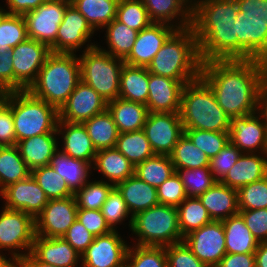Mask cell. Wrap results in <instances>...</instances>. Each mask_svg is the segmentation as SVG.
Listing matches in <instances>:
<instances>
[{"label": "cell", "instance_id": "obj_31", "mask_svg": "<svg viewBox=\"0 0 267 267\" xmlns=\"http://www.w3.org/2000/svg\"><path fill=\"white\" fill-rule=\"evenodd\" d=\"M92 166L113 186L135 174V166L116 148L98 150Z\"/></svg>", "mask_w": 267, "mask_h": 267}, {"label": "cell", "instance_id": "obj_11", "mask_svg": "<svg viewBox=\"0 0 267 267\" xmlns=\"http://www.w3.org/2000/svg\"><path fill=\"white\" fill-rule=\"evenodd\" d=\"M70 0H47L23 15L28 38L46 44L55 53V40Z\"/></svg>", "mask_w": 267, "mask_h": 267}, {"label": "cell", "instance_id": "obj_56", "mask_svg": "<svg viewBox=\"0 0 267 267\" xmlns=\"http://www.w3.org/2000/svg\"><path fill=\"white\" fill-rule=\"evenodd\" d=\"M77 220L95 236L104 235L112 231L101 210L78 208Z\"/></svg>", "mask_w": 267, "mask_h": 267}, {"label": "cell", "instance_id": "obj_54", "mask_svg": "<svg viewBox=\"0 0 267 267\" xmlns=\"http://www.w3.org/2000/svg\"><path fill=\"white\" fill-rule=\"evenodd\" d=\"M242 152L229 142L216 156L210 159V170L217 181H221L235 165Z\"/></svg>", "mask_w": 267, "mask_h": 267}, {"label": "cell", "instance_id": "obj_33", "mask_svg": "<svg viewBox=\"0 0 267 267\" xmlns=\"http://www.w3.org/2000/svg\"><path fill=\"white\" fill-rule=\"evenodd\" d=\"M226 251L229 254L254 253L259 241L246 226L242 216L236 214L222 221Z\"/></svg>", "mask_w": 267, "mask_h": 267}, {"label": "cell", "instance_id": "obj_40", "mask_svg": "<svg viewBox=\"0 0 267 267\" xmlns=\"http://www.w3.org/2000/svg\"><path fill=\"white\" fill-rule=\"evenodd\" d=\"M176 209L183 238L213 221L198 197H187Z\"/></svg>", "mask_w": 267, "mask_h": 267}, {"label": "cell", "instance_id": "obj_8", "mask_svg": "<svg viewBox=\"0 0 267 267\" xmlns=\"http://www.w3.org/2000/svg\"><path fill=\"white\" fill-rule=\"evenodd\" d=\"M86 46L78 57L81 81L93 88L106 102L115 100L119 97L124 60L103 52L95 43Z\"/></svg>", "mask_w": 267, "mask_h": 267}, {"label": "cell", "instance_id": "obj_65", "mask_svg": "<svg viewBox=\"0 0 267 267\" xmlns=\"http://www.w3.org/2000/svg\"><path fill=\"white\" fill-rule=\"evenodd\" d=\"M12 90L0 85V111H2L8 104Z\"/></svg>", "mask_w": 267, "mask_h": 267}, {"label": "cell", "instance_id": "obj_22", "mask_svg": "<svg viewBox=\"0 0 267 267\" xmlns=\"http://www.w3.org/2000/svg\"><path fill=\"white\" fill-rule=\"evenodd\" d=\"M189 82L149 73V93L147 108L149 112L179 113L182 91Z\"/></svg>", "mask_w": 267, "mask_h": 267}, {"label": "cell", "instance_id": "obj_20", "mask_svg": "<svg viewBox=\"0 0 267 267\" xmlns=\"http://www.w3.org/2000/svg\"><path fill=\"white\" fill-rule=\"evenodd\" d=\"M95 30L86 18L70 4L59 25L55 40V53H75L86 42H90ZM90 38V39H89Z\"/></svg>", "mask_w": 267, "mask_h": 267}, {"label": "cell", "instance_id": "obj_38", "mask_svg": "<svg viewBox=\"0 0 267 267\" xmlns=\"http://www.w3.org/2000/svg\"><path fill=\"white\" fill-rule=\"evenodd\" d=\"M103 29H107L105 40H107L106 43L109 50L101 46L98 48L103 52L124 60L133 48L138 31L131 29L117 19L111 21Z\"/></svg>", "mask_w": 267, "mask_h": 267}, {"label": "cell", "instance_id": "obj_64", "mask_svg": "<svg viewBox=\"0 0 267 267\" xmlns=\"http://www.w3.org/2000/svg\"><path fill=\"white\" fill-rule=\"evenodd\" d=\"M258 113L263 117L267 124V90L262 86L259 94Z\"/></svg>", "mask_w": 267, "mask_h": 267}, {"label": "cell", "instance_id": "obj_60", "mask_svg": "<svg viewBox=\"0 0 267 267\" xmlns=\"http://www.w3.org/2000/svg\"><path fill=\"white\" fill-rule=\"evenodd\" d=\"M216 267H256L254 253H227Z\"/></svg>", "mask_w": 267, "mask_h": 267}, {"label": "cell", "instance_id": "obj_59", "mask_svg": "<svg viewBox=\"0 0 267 267\" xmlns=\"http://www.w3.org/2000/svg\"><path fill=\"white\" fill-rule=\"evenodd\" d=\"M12 49L0 53V85L14 91Z\"/></svg>", "mask_w": 267, "mask_h": 267}, {"label": "cell", "instance_id": "obj_48", "mask_svg": "<svg viewBox=\"0 0 267 267\" xmlns=\"http://www.w3.org/2000/svg\"><path fill=\"white\" fill-rule=\"evenodd\" d=\"M175 171L181 178L187 197H199L217 182L210 167Z\"/></svg>", "mask_w": 267, "mask_h": 267}, {"label": "cell", "instance_id": "obj_45", "mask_svg": "<svg viewBox=\"0 0 267 267\" xmlns=\"http://www.w3.org/2000/svg\"><path fill=\"white\" fill-rule=\"evenodd\" d=\"M125 267H167L165 247L129 245Z\"/></svg>", "mask_w": 267, "mask_h": 267}, {"label": "cell", "instance_id": "obj_50", "mask_svg": "<svg viewBox=\"0 0 267 267\" xmlns=\"http://www.w3.org/2000/svg\"><path fill=\"white\" fill-rule=\"evenodd\" d=\"M239 210L267 208V176L237 190Z\"/></svg>", "mask_w": 267, "mask_h": 267}, {"label": "cell", "instance_id": "obj_6", "mask_svg": "<svg viewBox=\"0 0 267 267\" xmlns=\"http://www.w3.org/2000/svg\"><path fill=\"white\" fill-rule=\"evenodd\" d=\"M12 111L16 142L47 133H57L58 110L28 90L13 91L8 104Z\"/></svg>", "mask_w": 267, "mask_h": 267}, {"label": "cell", "instance_id": "obj_32", "mask_svg": "<svg viewBox=\"0 0 267 267\" xmlns=\"http://www.w3.org/2000/svg\"><path fill=\"white\" fill-rule=\"evenodd\" d=\"M49 166L65 179L69 189L75 194L88 182L92 164L80 159H74L59 149L50 159ZM91 168V169H90Z\"/></svg>", "mask_w": 267, "mask_h": 267}, {"label": "cell", "instance_id": "obj_7", "mask_svg": "<svg viewBox=\"0 0 267 267\" xmlns=\"http://www.w3.org/2000/svg\"><path fill=\"white\" fill-rule=\"evenodd\" d=\"M238 60H259L267 54V0H236Z\"/></svg>", "mask_w": 267, "mask_h": 267}, {"label": "cell", "instance_id": "obj_1", "mask_svg": "<svg viewBox=\"0 0 267 267\" xmlns=\"http://www.w3.org/2000/svg\"><path fill=\"white\" fill-rule=\"evenodd\" d=\"M200 77L210 86L218 105L229 118L258 112L259 94L263 86L259 60L203 62Z\"/></svg>", "mask_w": 267, "mask_h": 267}, {"label": "cell", "instance_id": "obj_12", "mask_svg": "<svg viewBox=\"0 0 267 267\" xmlns=\"http://www.w3.org/2000/svg\"><path fill=\"white\" fill-rule=\"evenodd\" d=\"M12 52L14 91L28 90L51 50L46 44L27 38L12 48Z\"/></svg>", "mask_w": 267, "mask_h": 267}, {"label": "cell", "instance_id": "obj_44", "mask_svg": "<svg viewBox=\"0 0 267 267\" xmlns=\"http://www.w3.org/2000/svg\"><path fill=\"white\" fill-rule=\"evenodd\" d=\"M31 175L44 190L49 200L74 196V193L69 189L65 179L49 165L32 170Z\"/></svg>", "mask_w": 267, "mask_h": 267}, {"label": "cell", "instance_id": "obj_49", "mask_svg": "<svg viewBox=\"0 0 267 267\" xmlns=\"http://www.w3.org/2000/svg\"><path fill=\"white\" fill-rule=\"evenodd\" d=\"M113 187L107 180L88 181L74 194L78 208L100 210Z\"/></svg>", "mask_w": 267, "mask_h": 267}, {"label": "cell", "instance_id": "obj_23", "mask_svg": "<svg viewBox=\"0 0 267 267\" xmlns=\"http://www.w3.org/2000/svg\"><path fill=\"white\" fill-rule=\"evenodd\" d=\"M30 253L39 261L56 267H78L81 255L62 237L36 236Z\"/></svg>", "mask_w": 267, "mask_h": 267}, {"label": "cell", "instance_id": "obj_35", "mask_svg": "<svg viewBox=\"0 0 267 267\" xmlns=\"http://www.w3.org/2000/svg\"><path fill=\"white\" fill-rule=\"evenodd\" d=\"M83 125L97 151L115 148L120 132L107 109L84 121Z\"/></svg>", "mask_w": 267, "mask_h": 267}, {"label": "cell", "instance_id": "obj_47", "mask_svg": "<svg viewBox=\"0 0 267 267\" xmlns=\"http://www.w3.org/2000/svg\"><path fill=\"white\" fill-rule=\"evenodd\" d=\"M116 19L138 32L152 23L142 0H119Z\"/></svg>", "mask_w": 267, "mask_h": 267}, {"label": "cell", "instance_id": "obj_41", "mask_svg": "<svg viewBox=\"0 0 267 267\" xmlns=\"http://www.w3.org/2000/svg\"><path fill=\"white\" fill-rule=\"evenodd\" d=\"M174 172V165L167 155L155 154L135 166V175L156 188Z\"/></svg>", "mask_w": 267, "mask_h": 267}, {"label": "cell", "instance_id": "obj_69", "mask_svg": "<svg viewBox=\"0 0 267 267\" xmlns=\"http://www.w3.org/2000/svg\"><path fill=\"white\" fill-rule=\"evenodd\" d=\"M3 8L0 6V16H1V14L3 13Z\"/></svg>", "mask_w": 267, "mask_h": 267}, {"label": "cell", "instance_id": "obj_15", "mask_svg": "<svg viewBox=\"0 0 267 267\" xmlns=\"http://www.w3.org/2000/svg\"><path fill=\"white\" fill-rule=\"evenodd\" d=\"M192 253L208 267H216L227 254L222 221H211L183 239Z\"/></svg>", "mask_w": 267, "mask_h": 267}, {"label": "cell", "instance_id": "obj_26", "mask_svg": "<svg viewBox=\"0 0 267 267\" xmlns=\"http://www.w3.org/2000/svg\"><path fill=\"white\" fill-rule=\"evenodd\" d=\"M142 2L152 22L170 24L177 29L191 26L192 5L188 0H142ZM175 19L180 20L176 25L173 24Z\"/></svg>", "mask_w": 267, "mask_h": 267}, {"label": "cell", "instance_id": "obj_66", "mask_svg": "<svg viewBox=\"0 0 267 267\" xmlns=\"http://www.w3.org/2000/svg\"><path fill=\"white\" fill-rule=\"evenodd\" d=\"M259 61L262 69V85L267 90V54L262 56Z\"/></svg>", "mask_w": 267, "mask_h": 267}, {"label": "cell", "instance_id": "obj_5", "mask_svg": "<svg viewBox=\"0 0 267 267\" xmlns=\"http://www.w3.org/2000/svg\"><path fill=\"white\" fill-rule=\"evenodd\" d=\"M179 113L184 130H230V118L218 105L214 92L201 77L185 84Z\"/></svg>", "mask_w": 267, "mask_h": 267}, {"label": "cell", "instance_id": "obj_36", "mask_svg": "<svg viewBox=\"0 0 267 267\" xmlns=\"http://www.w3.org/2000/svg\"><path fill=\"white\" fill-rule=\"evenodd\" d=\"M31 170L21 157L18 147H0V193L9 185L24 180Z\"/></svg>", "mask_w": 267, "mask_h": 267}, {"label": "cell", "instance_id": "obj_24", "mask_svg": "<svg viewBox=\"0 0 267 267\" xmlns=\"http://www.w3.org/2000/svg\"><path fill=\"white\" fill-rule=\"evenodd\" d=\"M57 134L62 136L63 147L59 150L74 159L93 165L97 150L94 147L83 123H70L58 120Z\"/></svg>", "mask_w": 267, "mask_h": 267}, {"label": "cell", "instance_id": "obj_10", "mask_svg": "<svg viewBox=\"0 0 267 267\" xmlns=\"http://www.w3.org/2000/svg\"><path fill=\"white\" fill-rule=\"evenodd\" d=\"M1 211L0 251L10 250L12 260L17 263L31 251L35 238V219L20 210L3 207ZM22 249L25 253L19 252Z\"/></svg>", "mask_w": 267, "mask_h": 267}, {"label": "cell", "instance_id": "obj_29", "mask_svg": "<svg viewBox=\"0 0 267 267\" xmlns=\"http://www.w3.org/2000/svg\"><path fill=\"white\" fill-rule=\"evenodd\" d=\"M57 135V133L37 135L17 143L21 157L31 171L49 165L53 154L59 149Z\"/></svg>", "mask_w": 267, "mask_h": 267}, {"label": "cell", "instance_id": "obj_21", "mask_svg": "<svg viewBox=\"0 0 267 267\" xmlns=\"http://www.w3.org/2000/svg\"><path fill=\"white\" fill-rule=\"evenodd\" d=\"M176 29L170 24L152 22L147 28L138 32L131 52L124 59L125 64L147 67Z\"/></svg>", "mask_w": 267, "mask_h": 267}, {"label": "cell", "instance_id": "obj_19", "mask_svg": "<svg viewBox=\"0 0 267 267\" xmlns=\"http://www.w3.org/2000/svg\"><path fill=\"white\" fill-rule=\"evenodd\" d=\"M0 196L6 201L5 208L23 211L34 219L42 212L49 200L32 175L9 185L0 193Z\"/></svg>", "mask_w": 267, "mask_h": 267}, {"label": "cell", "instance_id": "obj_17", "mask_svg": "<svg viewBox=\"0 0 267 267\" xmlns=\"http://www.w3.org/2000/svg\"><path fill=\"white\" fill-rule=\"evenodd\" d=\"M125 242L118 230L95 236L81 255L80 267H123L129 247Z\"/></svg>", "mask_w": 267, "mask_h": 267}, {"label": "cell", "instance_id": "obj_62", "mask_svg": "<svg viewBox=\"0 0 267 267\" xmlns=\"http://www.w3.org/2000/svg\"><path fill=\"white\" fill-rule=\"evenodd\" d=\"M254 255L256 267H267V241L259 242Z\"/></svg>", "mask_w": 267, "mask_h": 267}, {"label": "cell", "instance_id": "obj_27", "mask_svg": "<svg viewBox=\"0 0 267 267\" xmlns=\"http://www.w3.org/2000/svg\"><path fill=\"white\" fill-rule=\"evenodd\" d=\"M212 220L223 221L239 214L237 190L217 181L198 197Z\"/></svg>", "mask_w": 267, "mask_h": 267}, {"label": "cell", "instance_id": "obj_39", "mask_svg": "<svg viewBox=\"0 0 267 267\" xmlns=\"http://www.w3.org/2000/svg\"><path fill=\"white\" fill-rule=\"evenodd\" d=\"M115 148L134 166L155 155L143 130L120 133Z\"/></svg>", "mask_w": 267, "mask_h": 267}, {"label": "cell", "instance_id": "obj_2", "mask_svg": "<svg viewBox=\"0 0 267 267\" xmlns=\"http://www.w3.org/2000/svg\"><path fill=\"white\" fill-rule=\"evenodd\" d=\"M236 0H198L192 5V23L201 62L238 60Z\"/></svg>", "mask_w": 267, "mask_h": 267}, {"label": "cell", "instance_id": "obj_42", "mask_svg": "<svg viewBox=\"0 0 267 267\" xmlns=\"http://www.w3.org/2000/svg\"><path fill=\"white\" fill-rule=\"evenodd\" d=\"M175 170L209 167L210 159L183 134L169 155Z\"/></svg>", "mask_w": 267, "mask_h": 267}, {"label": "cell", "instance_id": "obj_4", "mask_svg": "<svg viewBox=\"0 0 267 267\" xmlns=\"http://www.w3.org/2000/svg\"><path fill=\"white\" fill-rule=\"evenodd\" d=\"M80 81L78 56L51 52L28 91L59 111Z\"/></svg>", "mask_w": 267, "mask_h": 267}, {"label": "cell", "instance_id": "obj_68", "mask_svg": "<svg viewBox=\"0 0 267 267\" xmlns=\"http://www.w3.org/2000/svg\"><path fill=\"white\" fill-rule=\"evenodd\" d=\"M188 1L191 3V5H193V3H195L198 0H188Z\"/></svg>", "mask_w": 267, "mask_h": 267}, {"label": "cell", "instance_id": "obj_25", "mask_svg": "<svg viewBox=\"0 0 267 267\" xmlns=\"http://www.w3.org/2000/svg\"><path fill=\"white\" fill-rule=\"evenodd\" d=\"M267 176V154L242 153L235 165L220 181L230 188H239Z\"/></svg>", "mask_w": 267, "mask_h": 267}, {"label": "cell", "instance_id": "obj_61", "mask_svg": "<svg viewBox=\"0 0 267 267\" xmlns=\"http://www.w3.org/2000/svg\"><path fill=\"white\" fill-rule=\"evenodd\" d=\"M46 1L47 0H6L8 11L4 9L3 12L12 15H25Z\"/></svg>", "mask_w": 267, "mask_h": 267}, {"label": "cell", "instance_id": "obj_51", "mask_svg": "<svg viewBox=\"0 0 267 267\" xmlns=\"http://www.w3.org/2000/svg\"><path fill=\"white\" fill-rule=\"evenodd\" d=\"M100 210L112 230H117L116 225L122 223L125 218L130 215L129 227L131 229L133 217L126 206L121 193L115 186L109 192L107 199Z\"/></svg>", "mask_w": 267, "mask_h": 267}, {"label": "cell", "instance_id": "obj_52", "mask_svg": "<svg viewBox=\"0 0 267 267\" xmlns=\"http://www.w3.org/2000/svg\"><path fill=\"white\" fill-rule=\"evenodd\" d=\"M159 203L178 207L186 198V192L180 176L174 172L156 188Z\"/></svg>", "mask_w": 267, "mask_h": 267}, {"label": "cell", "instance_id": "obj_37", "mask_svg": "<svg viewBox=\"0 0 267 267\" xmlns=\"http://www.w3.org/2000/svg\"><path fill=\"white\" fill-rule=\"evenodd\" d=\"M119 0H70L96 31L116 19Z\"/></svg>", "mask_w": 267, "mask_h": 267}, {"label": "cell", "instance_id": "obj_57", "mask_svg": "<svg viewBox=\"0 0 267 267\" xmlns=\"http://www.w3.org/2000/svg\"><path fill=\"white\" fill-rule=\"evenodd\" d=\"M62 238L82 255L87 247L94 241L95 235L89 232L85 226L76 219Z\"/></svg>", "mask_w": 267, "mask_h": 267}, {"label": "cell", "instance_id": "obj_46", "mask_svg": "<svg viewBox=\"0 0 267 267\" xmlns=\"http://www.w3.org/2000/svg\"><path fill=\"white\" fill-rule=\"evenodd\" d=\"M184 134L209 159L216 156L230 142L229 132L191 129L184 130Z\"/></svg>", "mask_w": 267, "mask_h": 267}, {"label": "cell", "instance_id": "obj_63", "mask_svg": "<svg viewBox=\"0 0 267 267\" xmlns=\"http://www.w3.org/2000/svg\"><path fill=\"white\" fill-rule=\"evenodd\" d=\"M16 267H56L54 265L43 263L37 260L31 253H28L25 257L21 258Z\"/></svg>", "mask_w": 267, "mask_h": 267}, {"label": "cell", "instance_id": "obj_34", "mask_svg": "<svg viewBox=\"0 0 267 267\" xmlns=\"http://www.w3.org/2000/svg\"><path fill=\"white\" fill-rule=\"evenodd\" d=\"M148 93V68L124 64L120 74L119 97L146 105Z\"/></svg>", "mask_w": 267, "mask_h": 267}, {"label": "cell", "instance_id": "obj_28", "mask_svg": "<svg viewBox=\"0 0 267 267\" xmlns=\"http://www.w3.org/2000/svg\"><path fill=\"white\" fill-rule=\"evenodd\" d=\"M134 217L159 203L156 187L149 185L135 174L115 186Z\"/></svg>", "mask_w": 267, "mask_h": 267}, {"label": "cell", "instance_id": "obj_43", "mask_svg": "<svg viewBox=\"0 0 267 267\" xmlns=\"http://www.w3.org/2000/svg\"><path fill=\"white\" fill-rule=\"evenodd\" d=\"M28 38L23 15L2 13L0 16V53L14 48Z\"/></svg>", "mask_w": 267, "mask_h": 267}, {"label": "cell", "instance_id": "obj_14", "mask_svg": "<svg viewBox=\"0 0 267 267\" xmlns=\"http://www.w3.org/2000/svg\"><path fill=\"white\" fill-rule=\"evenodd\" d=\"M142 130L154 153L167 156L184 134L180 113L149 112Z\"/></svg>", "mask_w": 267, "mask_h": 267}, {"label": "cell", "instance_id": "obj_53", "mask_svg": "<svg viewBox=\"0 0 267 267\" xmlns=\"http://www.w3.org/2000/svg\"><path fill=\"white\" fill-rule=\"evenodd\" d=\"M167 267H208L201 262L184 241L165 246Z\"/></svg>", "mask_w": 267, "mask_h": 267}, {"label": "cell", "instance_id": "obj_67", "mask_svg": "<svg viewBox=\"0 0 267 267\" xmlns=\"http://www.w3.org/2000/svg\"><path fill=\"white\" fill-rule=\"evenodd\" d=\"M0 267H16V262L11 257L7 259L6 255L2 256L0 253Z\"/></svg>", "mask_w": 267, "mask_h": 267}, {"label": "cell", "instance_id": "obj_16", "mask_svg": "<svg viewBox=\"0 0 267 267\" xmlns=\"http://www.w3.org/2000/svg\"><path fill=\"white\" fill-rule=\"evenodd\" d=\"M257 114L230 118V142L242 153L267 154V124Z\"/></svg>", "mask_w": 267, "mask_h": 267}, {"label": "cell", "instance_id": "obj_30", "mask_svg": "<svg viewBox=\"0 0 267 267\" xmlns=\"http://www.w3.org/2000/svg\"><path fill=\"white\" fill-rule=\"evenodd\" d=\"M107 110L120 133L142 130L149 113L145 104L120 97L107 102Z\"/></svg>", "mask_w": 267, "mask_h": 267}, {"label": "cell", "instance_id": "obj_18", "mask_svg": "<svg viewBox=\"0 0 267 267\" xmlns=\"http://www.w3.org/2000/svg\"><path fill=\"white\" fill-rule=\"evenodd\" d=\"M107 109V102L89 85L80 81L61 107L59 120L83 123Z\"/></svg>", "mask_w": 267, "mask_h": 267}, {"label": "cell", "instance_id": "obj_9", "mask_svg": "<svg viewBox=\"0 0 267 267\" xmlns=\"http://www.w3.org/2000/svg\"><path fill=\"white\" fill-rule=\"evenodd\" d=\"M140 246H168L183 241L174 206L158 204L133 217L130 229Z\"/></svg>", "mask_w": 267, "mask_h": 267}, {"label": "cell", "instance_id": "obj_13", "mask_svg": "<svg viewBox=\"0 0 267 267\" xmlns=\"http://www.w3.org/2000/svg\"><path fill=\"white\" fill-rule=\"evenodd\" d=\"M78 206L75 196L50 199L35 218V235L48 238L63 237L77 219Z\"/></svg>", "mask_w": 267, "mask_h": 267}, {"label": "cell", "instance_id": "obj_58", "mask_svg": "<svg viewBox=\"0 0 267 267\" xmlns=\"http://www.w3.org/2000/svg\"><path fill=\"white\" fill-rule=\"evenodd\" d=\"M16 134L11 108L7 105L0 111V147L15 146Z\"/></svg>", "mask_w": 267, "mask_h": 267}, {"label": "cell", "instance_id": "obj_55", "mask_svg": "<svg viewBox=\"0 0 267 267\" xmlns=\"http://www.w3.org/2000/svg\"><path fill=\"white\" fill-rule=\"evenodd\" d=\"M246 226L259 241H267V208L239 210Z\"/></svg>", "mask_w": 267, "mask_h": 267}, {"label": "cell", "instance_id": "obj_3", "mask_svg": "<svg viewBox=\"0 0 267 267\" xmlns=\"http://www.w3.org/2000/svg\"><path fill=\"white\" fill-rule=\"evenodd\" d=\"M201 59L191 26L176 29L147 66L149 73L192 82L200 77Z\"/></svg>", "mask_w": 267, "mask_h": 267}]
</instances>
